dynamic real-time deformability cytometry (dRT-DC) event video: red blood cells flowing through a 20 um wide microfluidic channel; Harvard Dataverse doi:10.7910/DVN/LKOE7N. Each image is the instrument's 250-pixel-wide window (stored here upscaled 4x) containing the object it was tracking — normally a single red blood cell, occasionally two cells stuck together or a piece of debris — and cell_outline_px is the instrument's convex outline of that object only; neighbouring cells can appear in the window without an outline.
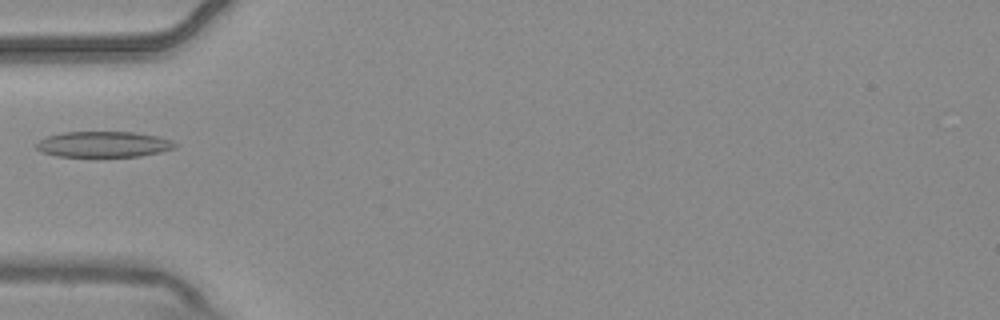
{"species": "common noctule bat (a hibernating species)", "species_latin": "Nyctalus noctula", "temperature_condition": "warm", "stored_images_in_passage": 6, "camera_frame_rate_fps": 3000, "um_per_image_px": 0.085, "animal": {"sex": "male", "body_mass_g": 20.4}, "frame": {"image": 1, "passage_image": 6, "time_ms": 1.667, "image_size_px": [1000, 320], "cell_outline_px": [[176, 148], [160, 152], [140, 156], [56, 156], [40, 152], [36, 148], [36, 144], [40, 140], [48, 136], [64, 132], [136, 132], [156, 136], [172, 140], [176, 144]], "centroid_in_image_um": [8.8, 12.26], "position_along_channel_um": 76.2, "area_um2": 20.75}}